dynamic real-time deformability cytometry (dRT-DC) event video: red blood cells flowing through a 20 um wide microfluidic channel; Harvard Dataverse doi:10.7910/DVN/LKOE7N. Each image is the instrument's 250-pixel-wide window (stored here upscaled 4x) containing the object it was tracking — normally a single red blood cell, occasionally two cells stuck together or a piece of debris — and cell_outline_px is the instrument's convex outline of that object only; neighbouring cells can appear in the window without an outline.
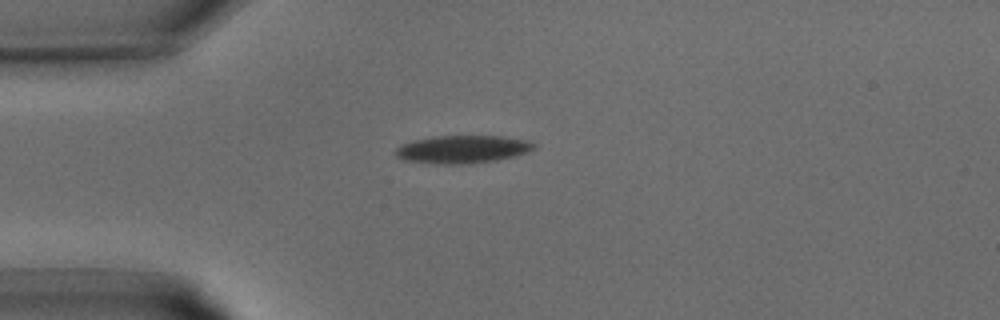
{"species": "common noctule bat (a hibernating species)", "species_latin": "Nyctalus noctula", "temperature_condition": "warm", "stored_images_in_passage": 21, "camera_frame_rate_fps": 3000, "um_per_image_px": 0.085, "animal": {"sex": "male", "body_mass_g": 15.6}, "frame": {"image": 1, "passage_image": 1, "time_ms": 0.0, "image_size_px": [1000, 320], "cell_outline_px": [[532, 148], [524, 152], [492, 160], [412, 160], [396, 156], [396, 148], [404, 144], [416, 140], [440, 136], [496, 136], [520, 140], [532, 144]], "centroid_in_image_um": [39.27, 12.6], "position_along_channel_um": 45.7, "area_um2": 19.54}}
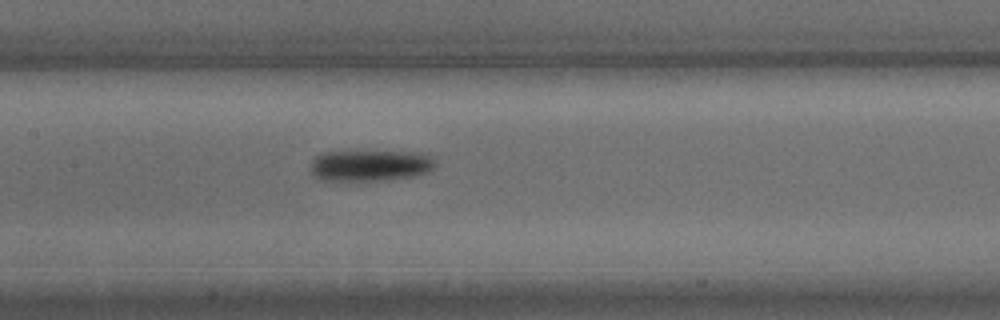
{"frame": {"image": 2, "passage_image": 8, "time_ms": 2.333, "image_size_px": [1000, 320], "cell_outline_px": [[432, 168], [424, 172], [412, 176], [360, 180], [332, 180], [320, 176], [312, 172], [312, 164], [316, 156], [328, 152], [392, 152], [424, 156], [432, 160]], "centroid_in_image_um": [31.36, 14.06], "position_along_channel_um": 176.0, "area_um2": 20.69}}
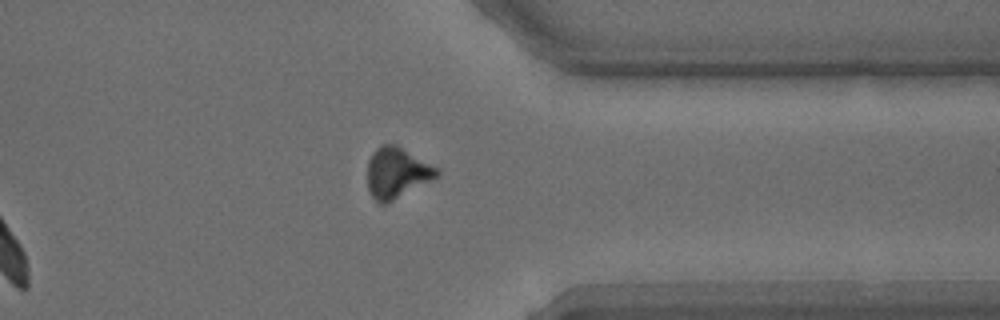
{"frame": {"image": 3, "passage_image": 18, "time_ms": 5.667, "image_size_px": [1000, 320], "cell_outline_px": [[440, 172], [436, 176], [392, 200], [384, 204], [380, 204], [372, 196], [368, 188], [368, 164], [376, 148], [384, 144], [392, 144], [400, 148], [436, 168]], "centroid_in_image_um": [33.66, 14.7], "position_along_channel_um": 377.7, "area_um2": 19.25}}